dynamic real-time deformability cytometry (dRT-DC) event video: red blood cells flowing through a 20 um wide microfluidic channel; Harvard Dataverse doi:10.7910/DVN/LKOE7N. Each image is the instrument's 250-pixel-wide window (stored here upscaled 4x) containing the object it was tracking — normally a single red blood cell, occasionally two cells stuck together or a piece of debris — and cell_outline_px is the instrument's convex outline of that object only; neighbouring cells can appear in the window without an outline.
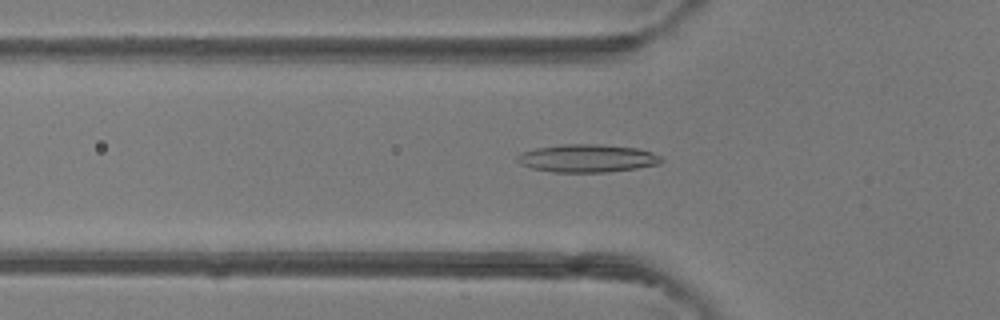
{"species": "common noctule bat (a hibernating species)", "species_latin": "Nyctalus noctula", "temperature_condition": "room temperature", "stored_images_in_passage": 34, "camera_frame_rate_fps": 3000, "um_per_image_px": 0.085, "animal": {"sex": "female"}, "frame": {"image": 1, "passage_image": 2, "time_ms": 0.333, "image_size_px": [1000, 320], "cell_outline_px": [[664, 160], [660, 164], [636, 168], [608, 172], [552, 172], [532, 168], [520, 164], [516, 160], [516, 156], [520, 152], [536, 148], [564, 144], [596, 144], [636, 148], [652, 152], [660, 156]], "centroid_in_image_um": [49.9, 13.46], "position_along_channel_um": 75.9, "area_um2": 23.47}}
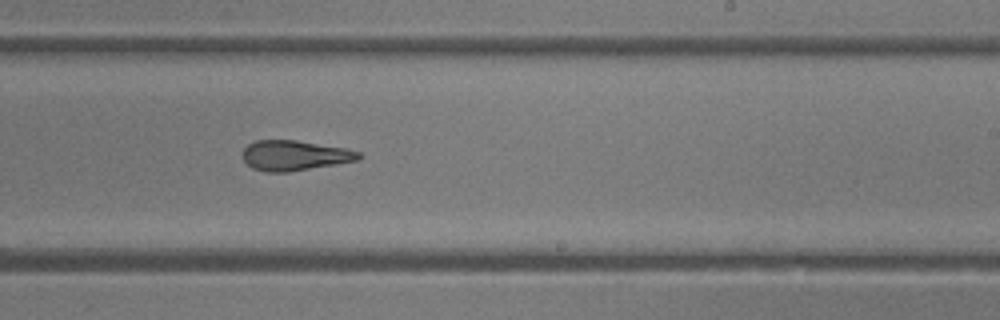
{"frame": {"image": 2, "passage_image": 15, "time_ms": 4.667, "image_size_px": [1000, 320], "cell_outline_px": [[364, 156], [360, 160], [288, 172], [264, 172], [252, 168], [240, 156], [244, 148], [248, 144], [256, 140], [296, 140], [348, 148], [360, 152]], "centroid_in_image_um": [25.06, 13.21], "position_along_channel_um": 263.9, "area_um2": 20.69}}
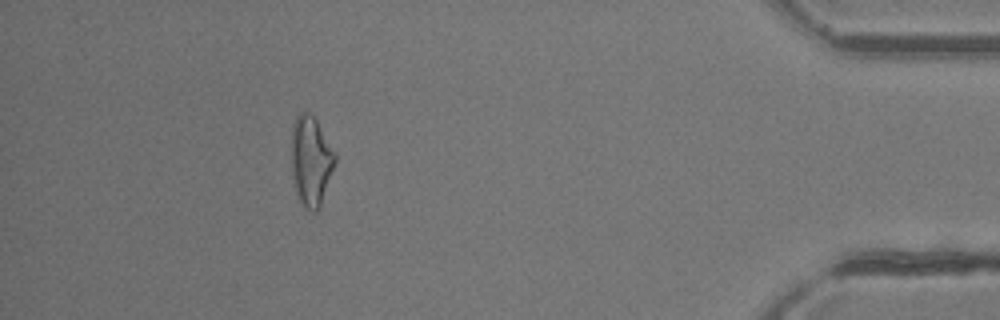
{"frame": {"image": 3, "passage_image": 29, "time_ms": 9.333, "image_size_px": [1000, 320], "cell_outline_px": [[336, 160], [320, 204], [316, 212], [312, 212], [304, 208], [296, 196], [292, 176], [292, 124], [296, 116], [300, 112], [308, 112], [316, 120], [336, 156]], "centroid_in_image_um": [26.39, 13.69], "position_along_channel_um": 408.8, "area_um2": 22.48}, "authors_computed_cell_mechanics": {"area_um2": 21.2126, "velocity_mm_per_s": 4.3199, "shape_relaxation_time_tau1_ms": null, "shape_relaxation_time_tau2_ms": 5.9706, "deformation_change_tau1": null, "deformation_change_tau2": 0.2008}}